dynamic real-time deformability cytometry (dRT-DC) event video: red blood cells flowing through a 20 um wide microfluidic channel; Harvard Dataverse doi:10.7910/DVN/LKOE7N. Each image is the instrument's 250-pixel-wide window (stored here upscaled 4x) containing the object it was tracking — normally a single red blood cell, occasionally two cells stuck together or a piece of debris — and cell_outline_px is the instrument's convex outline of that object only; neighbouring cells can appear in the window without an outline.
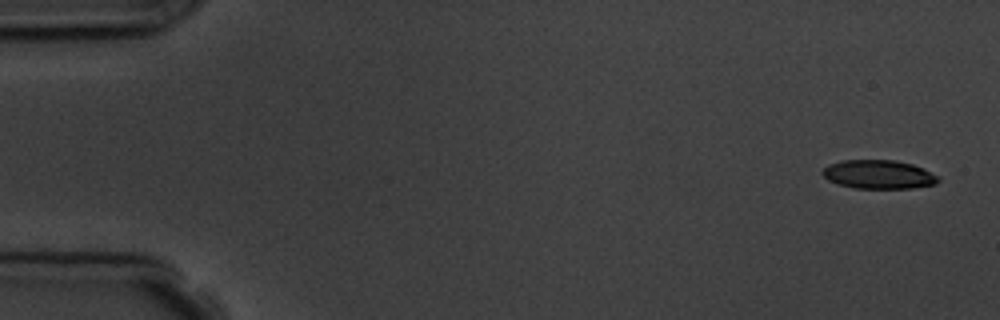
{"species": "common noctule bat (a hibernating species)", "species_latin": "Nyctalus noctula", "temperature_condition": "room temperature", "stored_images_in_passage": 5, "camera_frame_rate_fps": 3000, "um_per_image_px": 0.085, "animal": {"sex": "male", "body_mass_g": 19.5, "forearm_length_mm": 54.6}, "frame": {"image": 1, "passage_image": 1, "time_ms": 0.0, "image_size_px": [1000, 320], "cell_outline_px": [[940, 180], [936, 184], [912, 188], [852, 188], [828, 180], [820, 172], [828, 164], [844, 160], [896, 160], [912, 164], [940, 176]], "centroid_in_image_um": [74.69, 14.82], "position_along_channel_um": 10.3, "area_um2": 19.42}}
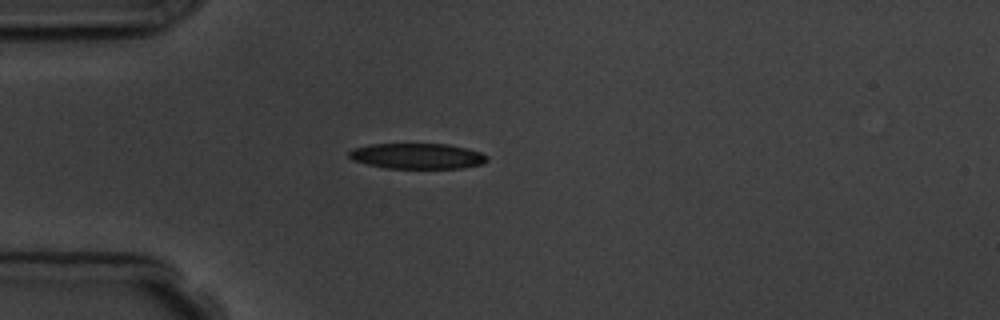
{"frame": {"image": 2, "passage_image": 5, "time_ms": 4.333, "image_size_px": [1000, 320], "cell_outline_px": [[488, 160], [480, 164], [464, 168], [384, 168], [352, 160], [348, 156], [348, 152], [352, 148], [368, 144], [448, 144], [480, 152], [488, 156]], "centroid_in_image_um": [35.43, 13.26], "position_along_channel_um": 49.6, "area_um2": 20.58}}